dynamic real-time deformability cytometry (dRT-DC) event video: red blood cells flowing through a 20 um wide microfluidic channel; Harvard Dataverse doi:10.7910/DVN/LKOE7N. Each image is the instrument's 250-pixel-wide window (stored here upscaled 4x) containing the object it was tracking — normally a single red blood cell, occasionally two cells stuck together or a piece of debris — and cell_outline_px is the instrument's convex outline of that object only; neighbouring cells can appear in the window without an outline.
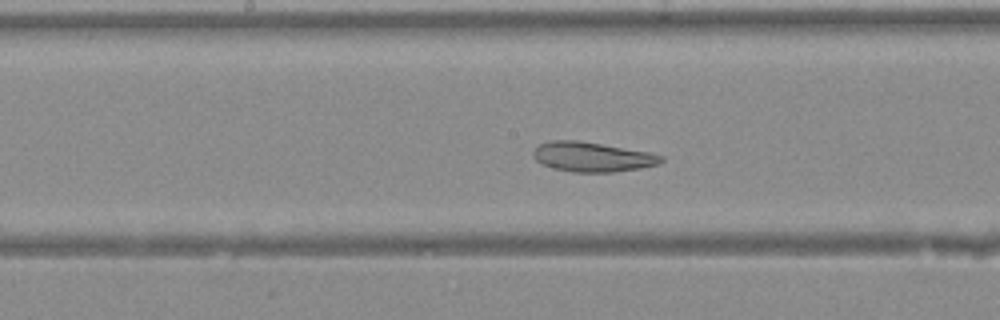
{"species": "Egyptian fruit bat (a non-hibernating species)", "species_latin": "Rousettus aegyptiacus", "temperature_condition": "warm", "stored_images_in_passage": 38, "camera_frame_rate_fps": 3000, "um_per_image_px": 0.085, "animal": {"sex": "female"}, "frame": {"image": 1, "passage_image": 17, "time_ms": 5.333, "image_size_px": [1000, 320], "cell_outline_px": [[664, 160], [656, 164], [640, 168], [612, 172], [572, 172], [556, 168], [544, 164], [536, 160], [532, 156], [532, 152], [540, 144], [552, 140], [576, 140], [648, 152], [664, 156]], "centroid_in_image_um": [50.33, 13.33], "position_along_channel_um": 197.9, "area_um2": 21.73}}